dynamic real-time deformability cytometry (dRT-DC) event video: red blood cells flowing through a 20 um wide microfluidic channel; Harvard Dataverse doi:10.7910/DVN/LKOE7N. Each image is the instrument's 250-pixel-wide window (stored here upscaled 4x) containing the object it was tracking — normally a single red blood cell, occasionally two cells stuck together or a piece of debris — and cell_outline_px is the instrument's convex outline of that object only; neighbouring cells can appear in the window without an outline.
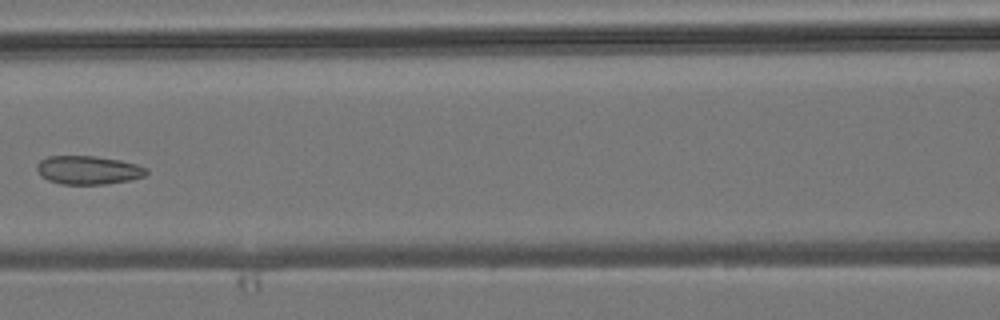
{"species": "common noctule bat (a hibernating species)", "species_latin": "Nyctalus noctula", "temperature_condition": "room temperature", "stored_images_in_passage": 5, "camera_frame_rate_fps": 3000, "um_per_image_px": 0.085, "animal": {"sex": "male", "body_mass_g": 19.2, "forearm_length_mm": 51.8}, "frame": {"image": 1, "passage_image": 4, "time_ms": 4.667, "image_size_px": [1000, 320], "cell_outline_px": [[148, 172], [144, 176], [128, 180], [104, 184], [60, 184], [48, 180], [40, 176], [36, 168], [36, 164], [40, 160], [48, 156], [96, 156], [120, 160], [136, 164], [148, 168]], "centroid_in_image_um": [7.47, 14.45], "position_along_channel_um": 159.1, "area_um2": 18.26}}
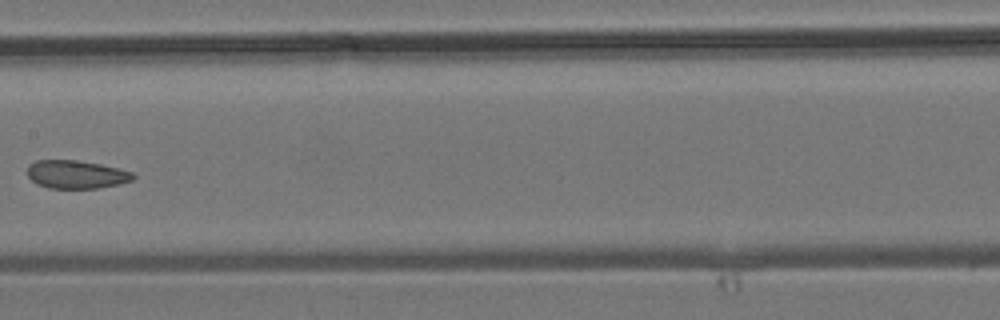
{"frame": {"image": 2, "passage_image": 5, "time_ms": 5.667, "image_size_px": [1000, 320], "cell_outline_px": [[136, 176], [132, 180], [116, 184], [96, 188], [48, 188], [36, 184], [28, 176], [28, 164], [36, 160], [76, 160], [100, 164], [132, 172]], "centroid_in_image_um": [6.43, 14.82], "position_along_channel_um": 201.0, "area_um2": 17.22}}